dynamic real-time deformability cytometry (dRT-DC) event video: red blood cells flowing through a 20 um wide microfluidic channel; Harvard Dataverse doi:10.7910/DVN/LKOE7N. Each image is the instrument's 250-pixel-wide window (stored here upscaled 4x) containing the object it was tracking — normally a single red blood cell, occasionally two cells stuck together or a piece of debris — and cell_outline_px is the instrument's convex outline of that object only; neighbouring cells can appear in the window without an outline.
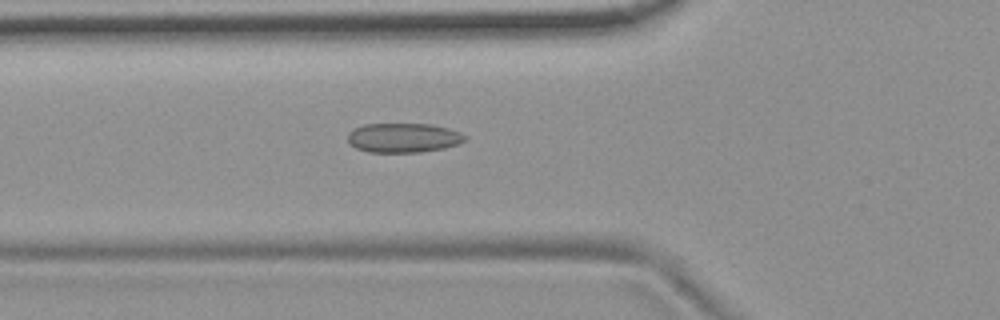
{"species": "common noctule bat (a hibernating species)", "species_latin": "Nyctalus noctula", "temperature_condition": "room temperature", "stored_images_in_passage": 52, "camera_frame_rate_fps": 3000, "um_per_image_px": 0.085, "animal": {"sex": "female", "body_mass_g": 19.9}, "frame": {"image": 1, "passage_image": 19, "time_ms": 6.0, "image_size_px": [1000, 320], "cell_outline_px": [[468, 140], [444, 148], [420, 152], [368, 152], [356, 148], [348, 144], [348, 132], [364, 124], [432, 124], [448, 128], [460, 132], [468, 136]], "centroid_in_image_um": [34.3, 11.71], "position_along_channel_um": 91.5, "area_um2": 20.23}}
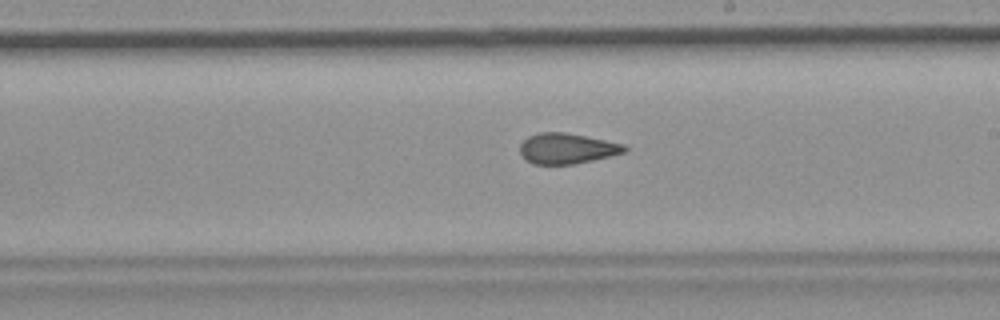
{"frame": {"image": 2, "passage_image": 31, "time_ms": 10.0, "image_size_px": [1000, 320], "cell_outline_px": [[628, 152], [576, 164], [532, 164], [520, 152], [520, 144], [528, 136], [540, 132], [564, 132], [624, 144], [628, 148]], "centroid_in_image_um": [48.22, 12.62], "position_along_channel_um": 240.8, "area_um2": 18.55}}
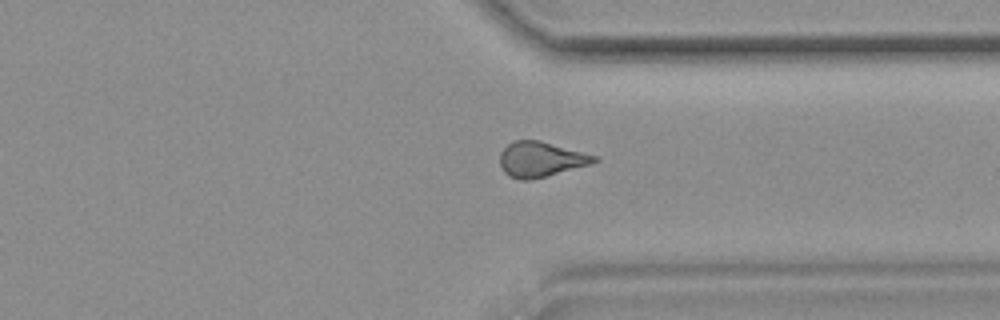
{"frame": {"image": 3, "passage_image": 41, "time_ms": 13.333, "image_size_px": [1000, 320], "cell_outline_px": [[600, 160], [592, 164], [528, 180], [520, 180], [508, 176], [504, 172], [500, 164], [500, 152], [512, 140], [540, 140], [600, 156]], "centroid_in_image_um": [45.99, 13.52], "position_along_channel_um": 365.4, "area_um2": 19.48}, "authors_computed_cell_mechanics": {"area_um2": 19.5075, "velocity_mm_per_s": 3.7342, "shape_relaxation_time_tau1_ms": null, "shape_relaxation_time_tau2_ms": 2.3012, "deformation_change_tau1": null, "deformation_change_tau2": 0.0886}}